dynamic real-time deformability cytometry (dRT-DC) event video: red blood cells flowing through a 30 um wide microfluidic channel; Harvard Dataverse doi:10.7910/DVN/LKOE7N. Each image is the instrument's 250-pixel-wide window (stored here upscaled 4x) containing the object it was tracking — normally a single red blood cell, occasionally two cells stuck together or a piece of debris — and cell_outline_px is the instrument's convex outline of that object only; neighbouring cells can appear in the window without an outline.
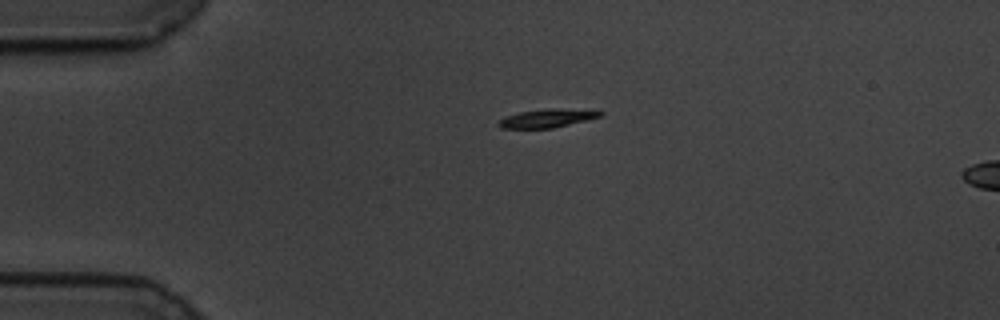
{"species": "common noctule bat (a hibernating species)", "species_latin": "Nyctalus noctula", "temperature_condition": "cold", "stored_images_in_passage": 5, "camera_frame_rate_fps": 3000, "um_per_image_px": 0.085, "animal": {"sex": "male", "body_mass_g": 19.5, "forearm_length_mm": 54.6}, "frame": {"image": 1, "passage_image": 1, "time_ms": 0.0, "image_size_px": [1000, 320], "cell_outline_px": [[604, 112], [600, 116], [552, 128], [500, 128], [496, 124], [500, 120], [508, 116], [520, 112], [556, 108]], "centroid_in_image_um": [46.43, 10.06], "position_along_channel_um": 38.6, "area_um2": 10.35}}